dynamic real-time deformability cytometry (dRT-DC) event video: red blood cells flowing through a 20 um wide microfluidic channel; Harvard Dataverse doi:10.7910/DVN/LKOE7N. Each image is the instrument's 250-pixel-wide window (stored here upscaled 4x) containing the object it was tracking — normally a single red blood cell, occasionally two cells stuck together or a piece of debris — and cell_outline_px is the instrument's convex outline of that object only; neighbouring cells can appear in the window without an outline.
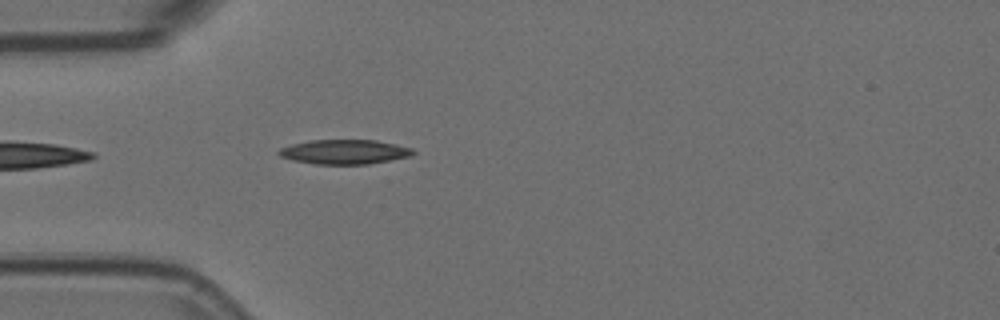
{"species": "Egyptian fruit bat (a non-hibernating species)", "species_latin": "Rousettus aegyptiacus", "temperature_condition": "room temperature", "stored_images_in_passage": 44, "camera_frame_rate_fps": 3000, "um_per_image_px": 0.085, "animal": {"sex": "female"}, "frame": {"image": 1, "passage_image": 4, "time_ms": 1.0, "image_size_px": [1000, 320], "cell_outline_px": [[416, 152], [412, 156], [368, 164], [316, 164], [292, 160], [280, 156], [276, 152], [280, 148], [292, 144], [308, 140], [376, 140], [396, 144], [412, 148]], "centroid_in_image_um": [29.28, 12.9], "position_along_channel_um": 55.7, "area_um2": 19.25}}
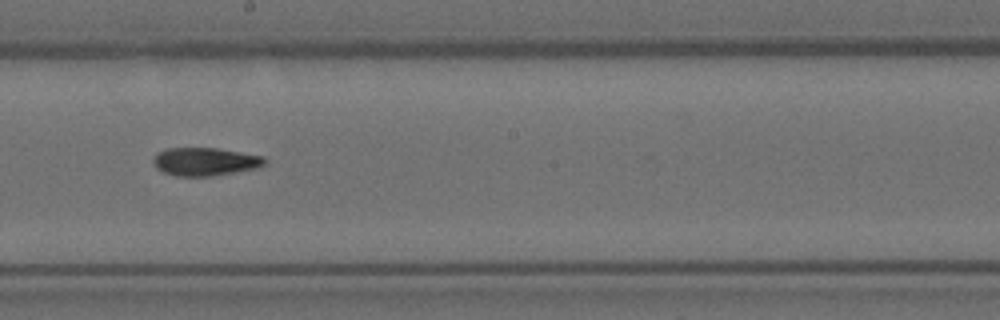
{"frame": {"image": 2, "passage_image": 19, "time_ms": 6.0, "image_size_px": [1000, 320], "cell_outline_px": [[268, 164], [256, 168], [236, 172], [212, 176], [176, 176], [164, 172], [156, 168], [152, 160], [156, 152], [168, 148], [216, 148], [264, 156], [268, 160]], "centroid_in_image_um": [17.45, 13.74], "position_along_channel_um": 230.8, "area_um2": 18.44}}
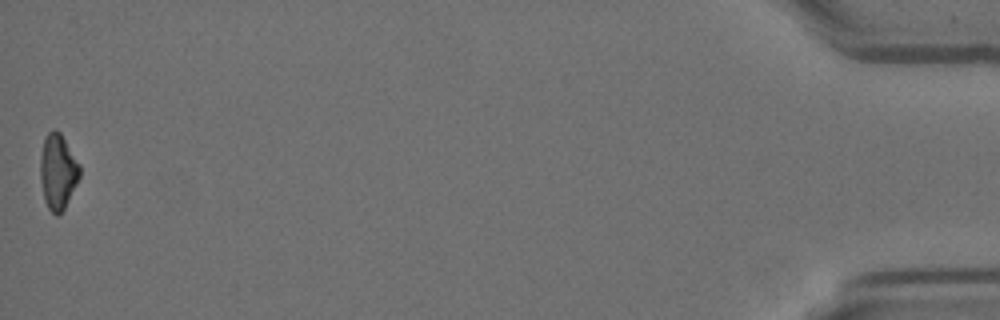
{"frame": {"image": 3, "passage_image": 44, "time_ms": 14.333, "image_size_px": [1000, 320], "cell_outline_px": [[80, 176], [64, 208], [56, 216], [48, 208], [44, 200], [40, 180], [40, 156], [44, 136], [52, 128], [56, 128], [60, 132], [80, 164]], "centroid_in_image_um": [4.9, 14.54], "position_along_channel_um": 430.3, "area_um2": 17.4}, "authors_computed_cell_mechanics": {"area_um2": 18.3804, "velocity_mm_per_s": 3.5788, "shape_relaxation_time_tau1_ms": 7.9022, "shape_relaxation_time_tau2_ms": null, "deformation_change_tau1": 0.2121, "deformation_change_tau2": null}}